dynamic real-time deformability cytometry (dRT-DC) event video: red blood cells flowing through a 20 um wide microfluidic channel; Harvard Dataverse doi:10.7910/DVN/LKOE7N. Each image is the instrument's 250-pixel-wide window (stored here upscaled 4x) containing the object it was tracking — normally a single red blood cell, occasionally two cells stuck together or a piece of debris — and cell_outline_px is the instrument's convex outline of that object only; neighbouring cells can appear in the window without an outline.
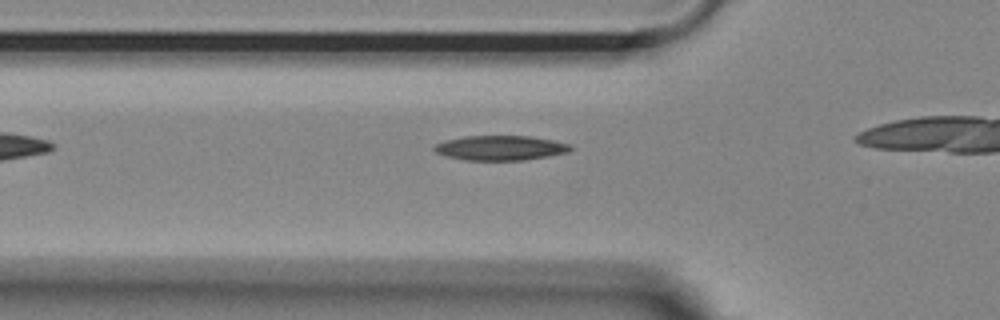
{"species": "Egyptian fruit bat (a non-hibernating species)", "species_latin": "Rousettus aegyptiacus", "temperature_condition": "room temperature", "stored_images_in_passage": 8, "camera_frame_rate_fps": 3000, "um_per_image_px": 0.085, "animal": {"sex": "female"}, "frame": {"image": 1, "passage_image": 3, "time_ms": 0.667, "image_size_px": [1000, 320], "cell_outline_px": [[572, 148], [568, 152], [548, 156], [524, 160], [464, 160], [444, 156], [436, 152], [432, 148], [432, 144], [444, 140], [464, 136], [532, 136], [572, 144]], "centroid_in_image_um": [42.49, 12.57], "position_along_channel_um": 83.3, "area_um2": 19.88}}
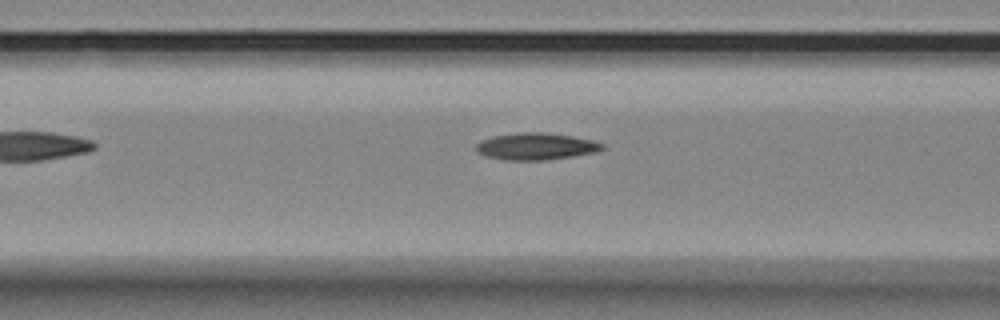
{"frame": {"image": 2, "passage_image": 6, "time_ms": 1.667, "image_size_px": [1000, 320], "cell_outline_px": [[604, 148], [596, 152], [572, 156], [544, 160], [504, 160], [488, 156], [476, 152], [476, 144], [480, 140], [496, 136], [520, 132], [544, 132], [572, 136], [592, 140], [604, 144]], "centroid_in_image_um": [45.55, 12.44], "position_along_channel_um": 121.0, "area_um2": 19.65}}